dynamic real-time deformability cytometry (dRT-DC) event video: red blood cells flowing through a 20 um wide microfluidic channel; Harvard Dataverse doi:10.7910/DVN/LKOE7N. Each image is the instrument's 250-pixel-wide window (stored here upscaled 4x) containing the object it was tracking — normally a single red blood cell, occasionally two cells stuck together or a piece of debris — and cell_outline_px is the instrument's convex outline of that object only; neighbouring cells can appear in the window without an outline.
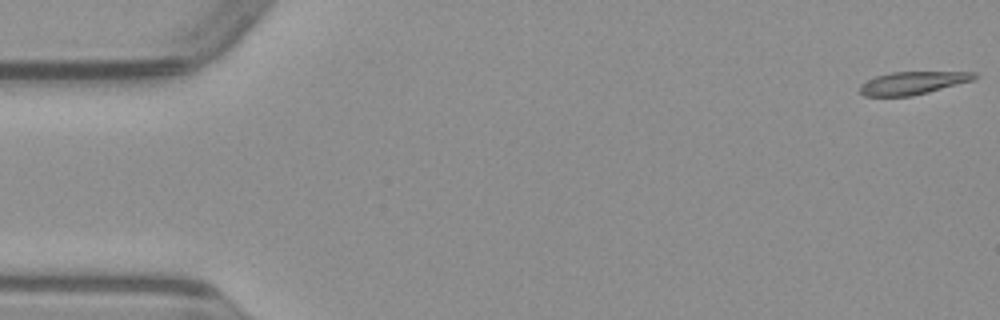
{"species": "common noctule bat (a hibernating species)", "species_latin": "Nyctalus noctula", "temperature_condition": "warm", "stored_images_in_passage": 51, "camera_frame_rate_fps": 3000, "um_per_image_px": 0.085, "animal": {"sex": "male", "body_mass_g": 23.1, "forearm_length_mm": 52.7}, "frame": {"image": 1, "passage_image": 1, "time_ms": 0.0, "image_size_px": [1000, 320], "cell_outline_px": [[980, 76], [972, 80], [928, 92], [912, 96], [864, 96], [860, 92], [860, 84], [876, 76], [892, 72], [976, 72]], "centroid_in_image_um": [77.58, 7.05], "position_along_channel_um": 7.4, "area_um2": 15.09}}
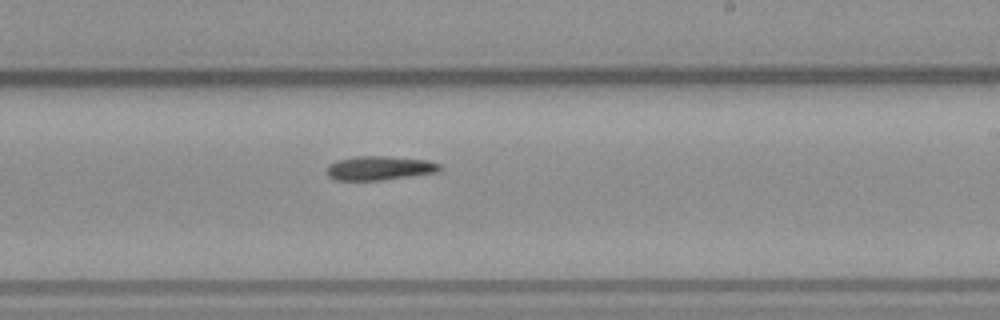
{"frame": {"image": 2, "passage_image": 30, "time_ms": 9.667, "image_size_px": [1000, 320], "cell_outline_px": [[440, 172], [380, 180], [336, 180], [328, 176], [324, 172], [328, 164], [336, 160], [356, 156], [388, 156], [428, 160], [440, 164]], "centroid_in_image_um": [32.21, 14.28], "position_along_channel_um": 256.8, "area_um2": 16.01}}
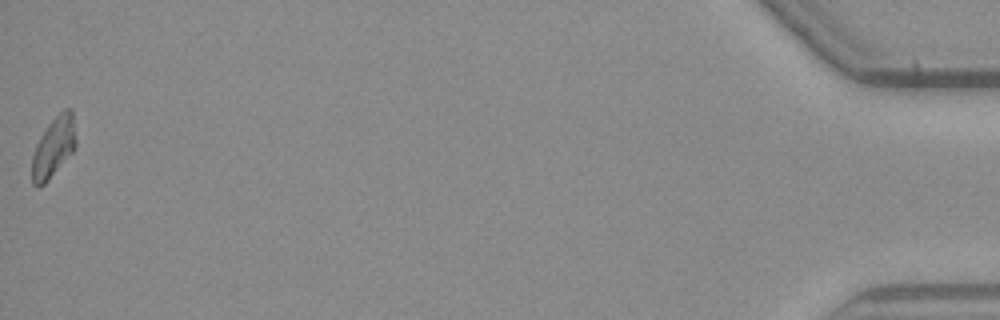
{"frame": {"image": 3, "passage_image": 51, "time_ms": 16.667, "image_size_px": [1000, 320], "cell_outline_px": [[76, 148], [48, 180], [40, 188], [36, 188], [32, 184], [32, 156], [36, 144], [40, 136], [48, 124], [64, 108], [72, 108], [76, 140]], "centroid_in_image_um": [4.55, 12.52], "position_along_channel_um": 430.6, "area_um2": 15.49}}